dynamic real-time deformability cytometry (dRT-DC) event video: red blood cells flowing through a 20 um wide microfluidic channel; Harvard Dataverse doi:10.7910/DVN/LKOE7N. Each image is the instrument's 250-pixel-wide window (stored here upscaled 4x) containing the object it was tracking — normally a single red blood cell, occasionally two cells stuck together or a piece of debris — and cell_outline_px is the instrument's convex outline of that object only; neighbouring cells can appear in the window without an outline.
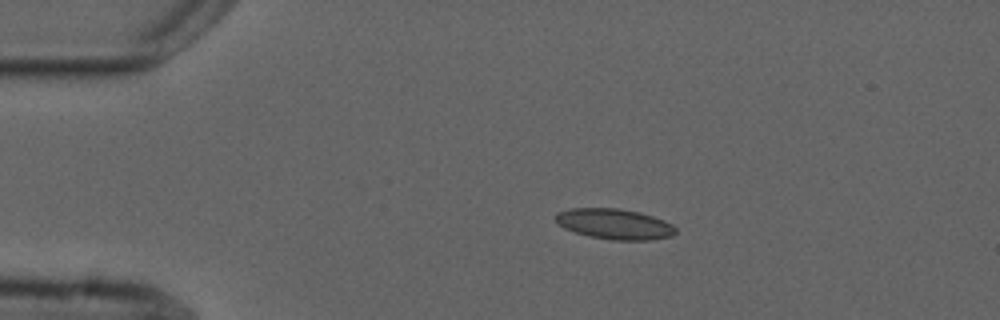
{"species": "common noctule bat (a hibernating species)", "species_latin": "Nyctalus noctula", "temperature_condition": "cold", "stored_images_in_passage": 7, "camera_frame_rate_fps": 3000, "um_per_image_px": 0.085, "animal": {"sex": "male", "forearm_length_mm": 52.5}, "frame": {"image": 1, "passage_image": 2, "time_ms": 1.0, "image_size_px": [1000, 320], "cell_outline_px": [[676, 232], [672, 236], [648, 240], [612, 240], [592, 236], [576, 232], [564, 228], [556, 220], [556, 212], [568, 208], [616, 208], [640, 212], [664, 220], [672, 224], [676, 228]], "centroid_in_image_um": [52.25, 19.03], "position_along_channel_um": 32.8, "area_um2": 21.21}}
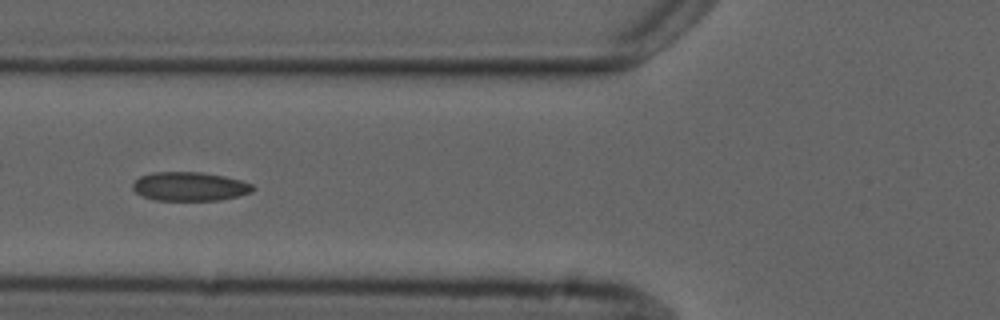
{"frame": {"image": 2, "passage_image": 5, "time_ms": 4.333, "image_size_px": [1000, 320], "cell_outline_px": [[256, 188], [252, 192], [220, 200], [156, 200], [144, 196], [136, 192], [132, 188], [132, 184], [140, 176], [152, 172], [200, 172], [224, 176], [240, 180], [252, 184]], "centroid_in_image_um": [16.13, 15.84], "position_along_channel_um": 109.7, "area_um2": 20.11}}
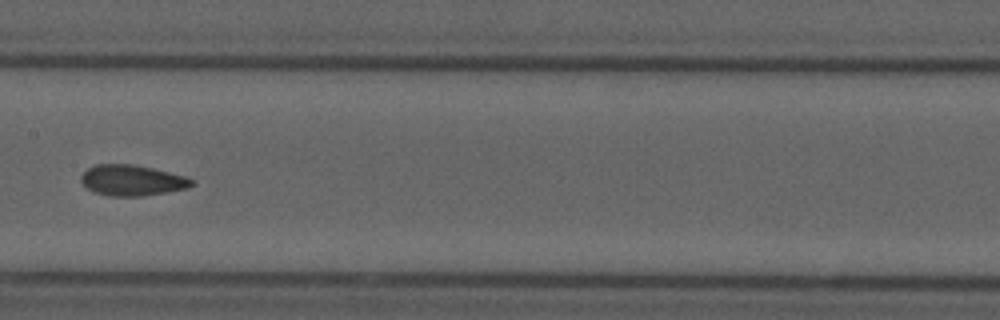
{"frame": {"image": 3, "passage_image": 7, "time_ms": 6.667, "image_size_px": [1000, 320], "cell_outline_px": [[196, 184], [188, 188], [140, 196], [108, 196], [96, 192], [88, 188], [80, 180], [80, 176], [88, 168], [96, 164], [132, 164], [152, 168], [184, 176], [196, 180]], "centroid_in_image_um": [11.24, 15.32], "position_along_channel_um": 196.2, "area_um2": 19.71}}